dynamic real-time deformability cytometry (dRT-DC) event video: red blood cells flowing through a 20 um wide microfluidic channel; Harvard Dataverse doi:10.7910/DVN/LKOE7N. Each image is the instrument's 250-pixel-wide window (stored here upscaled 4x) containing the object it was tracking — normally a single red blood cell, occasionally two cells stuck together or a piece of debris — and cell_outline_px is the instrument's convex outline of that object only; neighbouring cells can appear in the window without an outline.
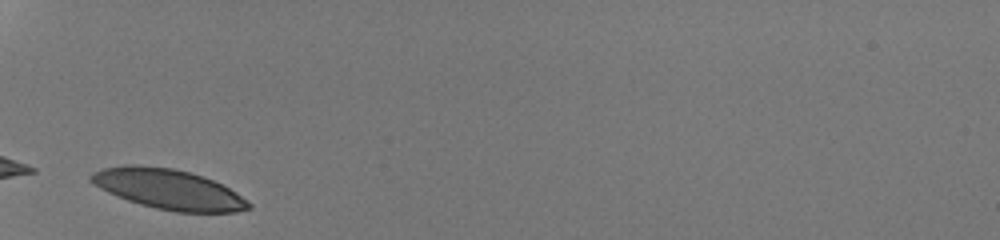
{"species": "human", "species_latin": "Homo sapiens", "temperature_condition": "room temperature", "stored_images_in_passage": 25, "camera_frame_rate_fps": 3000, "um_per_image_px": 0.085, "donor": {"sex": "male"}, "frame": {"image": 1, "passage_image": 1, "time_ms": 0.0, "image_size_px": [1000, 240], "cell_outline_px": [[252, 208], [236, 212], [176, 212], [156, 208], [140, 204], [116, 196], [100, 188], [88, 180], [88, 176], [104, 168], [128, 164], [140, 164], [172, 168], [204, 176], [236, 192], [252, 204]], "centroid_in_image_um": [14.32, 16.08], "position_along_channel_um": 70.7, "area_um2": 36.7}}
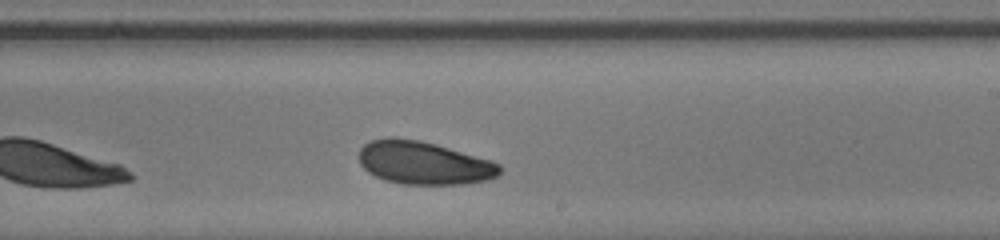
{"frame": {"image": 2, "passage_image": 15, "time_ms": 4.667, "image_size_px": [1000, 240], "cell_outline_px": [[500, 172], [496, 176], [488, 180], [464, 184], [404, 184], [384, 180], [368, 172], [360, 164], [360, 148], [368, 140], [388, 136], [396, 136], [420, 140], [436, 144], [492, 160], [500, 164]], "centroid_in_image_um": [36.0, 13.82], "position_along_channel_um": 253.0, "area_um2": 35.66}}
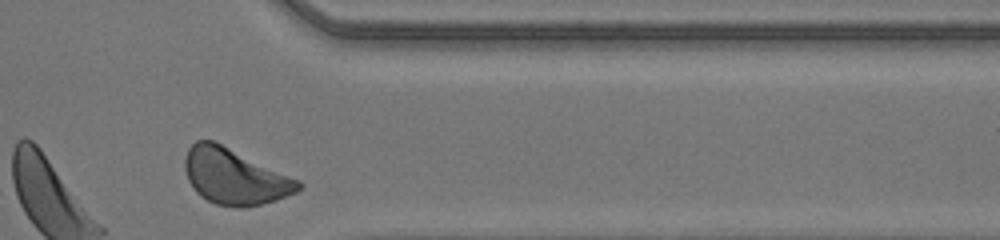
{"frame": {"image": 3, "passage_image": 25, "time_ms": 8.0, "image_size_px": [1000, 240], "cell_outline_px": [[304, 184], [296, 192], [276, 200], [260, 204], [216, 204], [200, 196], [192, 188], [188, 180], [184, 168], [184, 160], [188, 148], [196, 140], [212, 140], [300, 180]], "centroid_in_image_um": [19.92, 14.97], "position_along_channel_um": 391.5, "area_um2": 36.01}, "authors_computed_cell_mechanics": {"area_um2": 35.547, "velocity_mm_per_s": 4.1829, "shape_relaxation_time_tau1_ms": 2.6435, "shape_relaxation_time_tau2_ms": 7.1652, "deformation_change_tau1": 0.0661, "deformation_change_tau2": 0.1439}}